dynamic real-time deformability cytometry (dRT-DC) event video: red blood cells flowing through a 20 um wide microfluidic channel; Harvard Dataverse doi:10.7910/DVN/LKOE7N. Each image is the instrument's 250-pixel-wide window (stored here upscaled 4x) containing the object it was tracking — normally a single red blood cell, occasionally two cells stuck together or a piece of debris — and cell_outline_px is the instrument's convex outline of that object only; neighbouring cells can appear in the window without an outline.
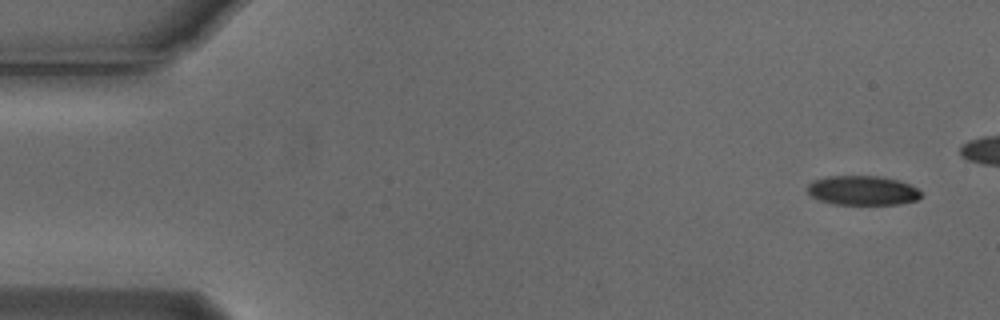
{"species": "Egyptian fruit bat (a non-hibernating species)", "species_latin": "Rousettus aegyptiacus", "temperature_condition": "cold", "stored_images_in_passage": 2, "camera_frame_rate_fps": 3000, "um_per_image_px": 0.085, "animal": {"sex": "male"}, "frame": {"image": 1, "passage_image": 1, "time_ms": 0.0, "image_size_px": [1000, 320], "cell_outline_px": [[920, 196], [916, 200], [900, 204], [832, 204], [820, 200], [812, 196], [808, 192], [808, 184], [812, 180], [828, 176], [880, 176], [900, 180], [916, 188], [920, 192]], "centroid_in_image_um": [73.3, 16.18], "position_along_channel_um": 11.7, "area_um2": 19.42}}